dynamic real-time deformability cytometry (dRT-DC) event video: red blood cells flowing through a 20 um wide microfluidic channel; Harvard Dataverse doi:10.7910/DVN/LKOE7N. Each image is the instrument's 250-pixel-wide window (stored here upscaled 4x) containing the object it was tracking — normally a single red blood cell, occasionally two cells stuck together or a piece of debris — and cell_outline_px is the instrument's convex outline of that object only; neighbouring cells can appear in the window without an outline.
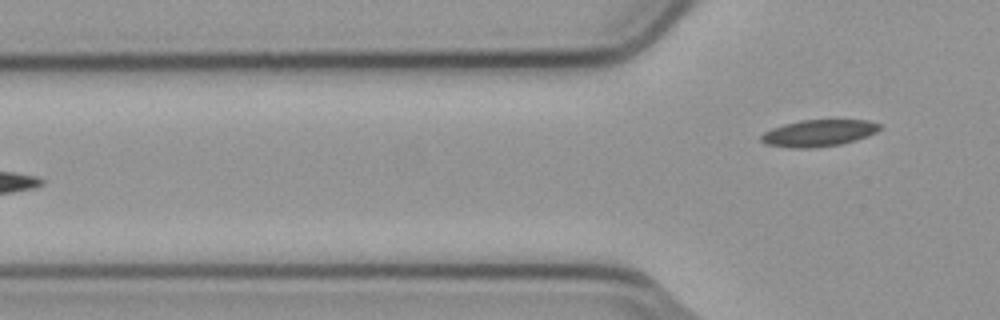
{"species": "common noctule bat (a hibernating species)", "species_latin": "Nyctalus noctula", "temperature_condition": "cold", "stored_images_in_passage": 4, "camera_frame_rate_fps": 3000, "um_per_image_px": 0.085, "animal": {"sex": "male", "body_mass_g": 23.1, "forearm_length_mm": 52.7}, "frame": {"image": 1, "passage_image": 4, "time_ms": 1.0, "image_size_px": [1000, 320], "cell_outline_px": [[880, 128], [876, 132], [840, 144], [812, 148], [792, 148], [764, 144], [760, 140], [760, 136], [764, 132], [772, 128], [784, 124], [800, 120], [868, 120], [880, 124]], "centroid_in_image_um": [69.51, 11.31], "position_along_channel_um": 56.3, "area_um2": 18.26}}